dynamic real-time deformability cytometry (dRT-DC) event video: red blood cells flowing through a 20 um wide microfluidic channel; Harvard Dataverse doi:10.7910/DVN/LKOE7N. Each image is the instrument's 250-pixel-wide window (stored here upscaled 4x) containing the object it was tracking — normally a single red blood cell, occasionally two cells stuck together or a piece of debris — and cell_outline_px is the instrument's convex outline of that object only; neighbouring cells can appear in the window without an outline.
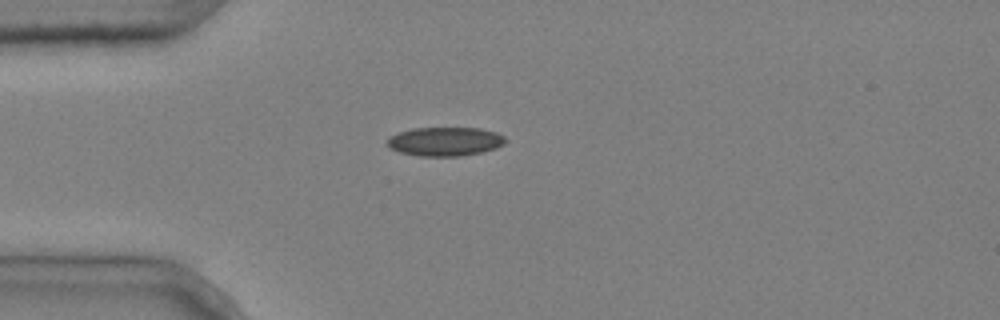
{"species": "common noctule bat (a hibernating species)", "species_latin": "Nyctalus noctula", "temperature_condition": "cold", "stored_images_in_passage": 1, "camera_frame_rate_fps": 3000, "um_per_image_px": 0.085, "animal": {"sex": "male", "body_mass_g": 20.4}, "frame": {"image": 1, "passage_image": 1, "time_ms": 0.0, "image_size_px": [1000, 320], "cell_outline_px": [[508, 140], [504, 144], [496, 148], [480, 152], [460, 156], [420, 156], [400, 152], [388, 148], [388, 136], [412, 128], [480, 128], [496, 132], [504, 136]], "centroid_in_image_um": [37.83, 12.02], "position_along_channel_um": 47.2, "area_um2": 19.94}}